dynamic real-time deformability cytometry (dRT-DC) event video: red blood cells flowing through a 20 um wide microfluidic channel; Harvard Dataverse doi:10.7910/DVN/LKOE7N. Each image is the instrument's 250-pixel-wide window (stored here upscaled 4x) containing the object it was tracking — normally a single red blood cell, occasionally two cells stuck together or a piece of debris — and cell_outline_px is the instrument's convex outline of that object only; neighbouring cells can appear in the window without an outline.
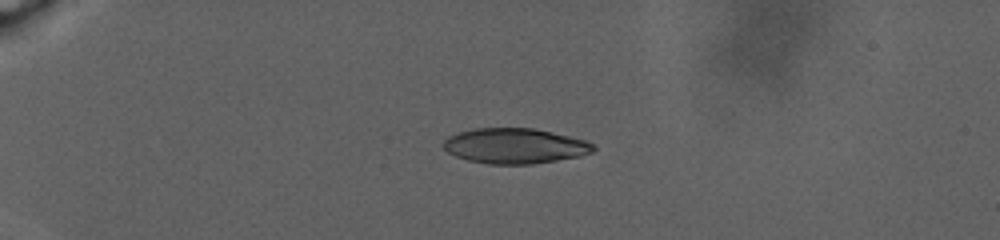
{"species": "human", "species_latin": "Homo sapiens", "temperature_condition": "warm", "stored_images_in_passage": 74, "camera_frame_rate_fps": 3000, "um_per_image_px": 0.085, "donor": {"sex": "male"}, "frame": {"image": 1, "passage_image": 14, "time_ms": 9.333, "image_size_px": [1000, 240], "cell_outline_px": [[596, 148], [592, 152], [580, 156], [532, 164], [488, 164], [468, 160], [456, 156], [448, 152], [440, 144], [448, 136], [460, 132], [476, 128], [532, 128], [568, 136], [584, 140], [592, 144]], "centroid_in_image_um": [43.72, 12.4], "position_along_channel_um": 41.3, "area_um2": 30.63}}
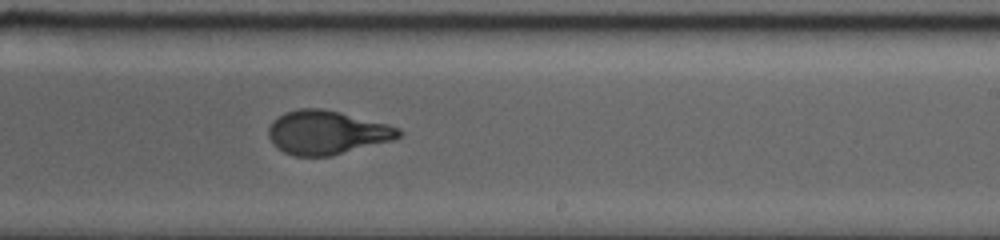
{"frame": {"image": 2, "passage_image": 46, "time_ms": 22.333, "image_size_px": [1000, 240], "cell_outline_px": [[404, 132], [400, 136], [392, 140], [332, 156], [296, 156], [284, 152], [276, 148], [268, 136], [268, 128], [272, 120], [284, 112], [300, 108], [320, 108], [340, 112], [388, 124], [400, 128]], "centroid_in_image_um": [27.76, 11.26], "position_along_channel_um": 261.2, "area_um2": 33.35}}
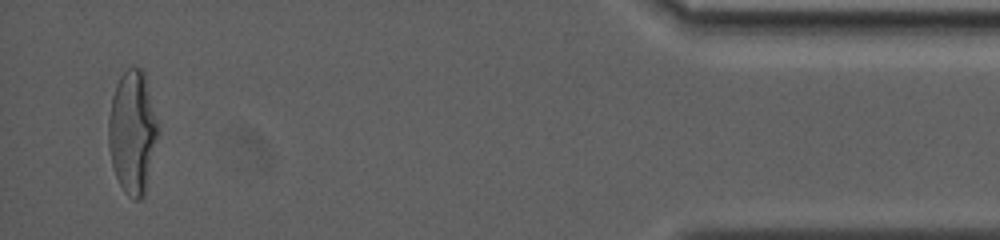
{"frame": {"image": 3, "passage_image": 74, "time_ms": 32.333, "image_size_px": [1000, 240], "cell_outline_px": [[160, 128], [144, 196], [140, 200], [136, 200], [128, 196], [124, 192], [116, 176], [112, 164], [108, 148], [108, 120], [112, 96], [116, 84], [120, 76], [128, 68], [140, 68], [144, 72]], "centroid_in_image_um": [11.26, 11.24], "position_along_channel_um": 423.9, "area_um2": 35.66}, "authors_computed_cell_mechanics": {"area_um2": 33.1194, "velocity_mm_per_s": 2.2193, "shape_relaxation_time_tau1_ms": 11.0637, "shape_relaxation_time_tau2_ms": 1.579, "deformation_change_tau1": 0.2897, "deformation_change_tau2": 0.0778}}